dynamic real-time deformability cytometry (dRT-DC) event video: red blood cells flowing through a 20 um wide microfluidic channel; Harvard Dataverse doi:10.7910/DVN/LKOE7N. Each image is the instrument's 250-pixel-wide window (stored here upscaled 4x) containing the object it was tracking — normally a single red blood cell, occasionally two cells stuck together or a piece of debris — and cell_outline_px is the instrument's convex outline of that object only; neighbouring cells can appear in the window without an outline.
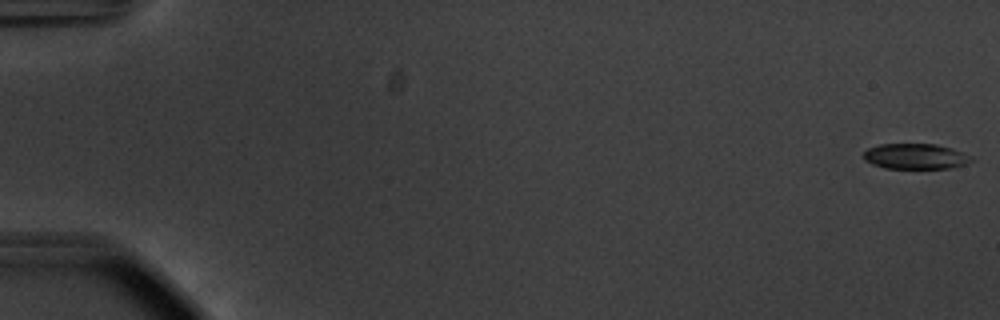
{"species": "common noctule bat (a hibernating species)", "species_latin": "Nyctalus noctula", "temperature_condition": "warm", "stored_images_in_passage": 56, "camera_frame_rate_fps": 3000, "um_per_image_px": 0.085, "animal": {"sex": "male", "body_mass_g": 20.1, "forearm_length_mm": 53.5}, "frame": {"image": 1, "passage_image": 1, "time_ms": 0.0, "image_size_px": [1000, 320], "cell_outline_px": [[976, 160], [968, 164], [952, 168], [884, 168], [872, 164], [864, 160], [864, 152], [868, 148], [880, 144], [936, 144], [952, 148], [972, 156]], "centroid_in_image_um": [77.87, 13.29], "position_along_channel_um": 7.1, "area_um2": 16.18}}
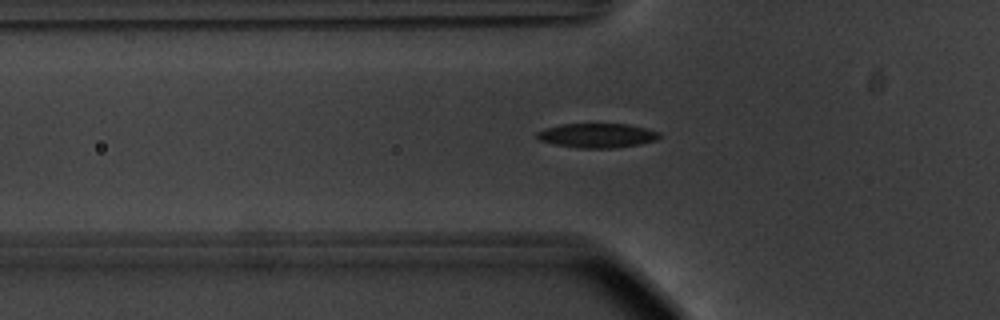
{"frame": {"image": 2, "passage_image": 20, "time_ms": 6.333, "image_size_px": [1000, 320], "cell_outline_px": [[660, 136], [656, 140], [640, 144], [616, 148], [580, 148], [556, 144], [540, 140], [536, 136], [536, 132], [544, 128], [560, 124], [628, 124], [660, 132]], "centroid_in_image_um": [50.75, 11.51], "position_along_channel_um": 75.0, "area_um2": 17.34}}
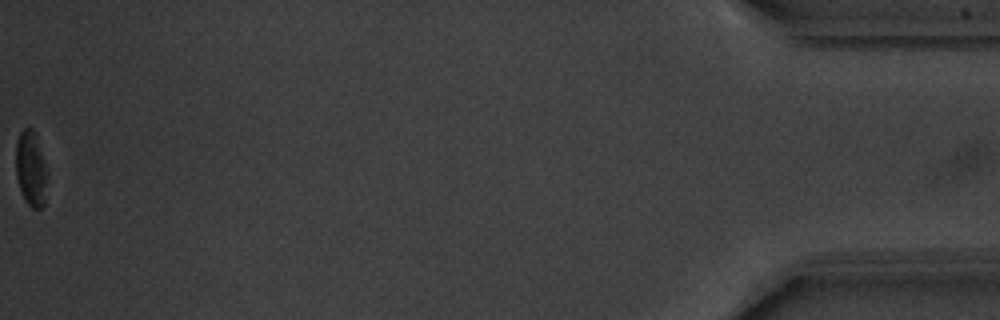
{"frame": {"image": 3, "passage_image": 56, "time_ms": 18.333, "image_size_px": [1000, 320], "cell_outline_px": [[44, 204], [40, 208], [32, 208], [24, 200], [16, 176], [16, 140], [20, 132], [24, 128], [32, 128], [36, 132], [44, 164]], "centroid_in_image_um": [2.57, 14.28], "position_along_channel_um": 432.6, "area_um2": 13.24}, "authors_computed_cell_mechanics": {"area_um2": 17.3689, "velocity_mm_per_s": 3.7188, "shape_relaxation_time_tau1_ms": 3.2371, "shape_relaxation_time_tau2_ms": 10.3736, "deformation_change_tau1": 0.1292, "deformation_change_tau2": 0.1803}}